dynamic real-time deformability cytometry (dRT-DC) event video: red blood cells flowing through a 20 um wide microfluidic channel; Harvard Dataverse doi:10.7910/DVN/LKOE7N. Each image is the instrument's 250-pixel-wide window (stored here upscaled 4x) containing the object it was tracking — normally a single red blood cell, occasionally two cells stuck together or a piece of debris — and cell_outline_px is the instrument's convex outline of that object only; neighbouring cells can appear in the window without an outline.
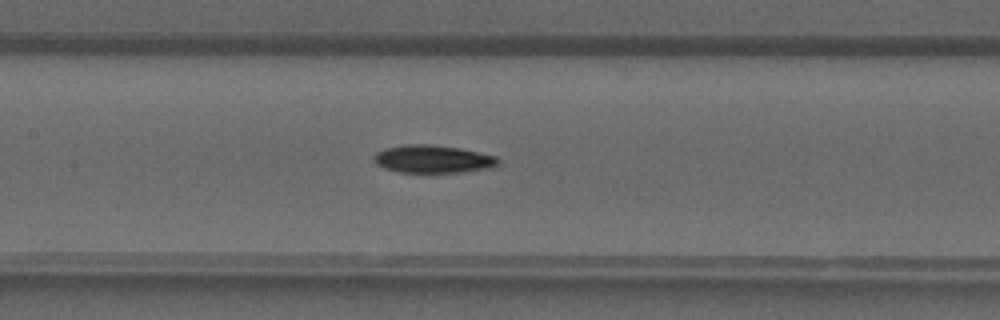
{"species": "common noctule bat (a hibernating species)", "species_latin": "Nyctalus noctula", "temperature_condition": "warm", "stored_images_in_passage": 33, "camera_frame_rate_fps": 3000, "um_per_image_px": 0.085, "animal": {"sex": "male", "forearm_length_mm": 52.5}, "frame": {"image": 1, "passage_image": 12, "time_ms": 3.667, "image_size_px": [1000, 320], "cell_outline_px": [[500, 164], [492, 168], [464, 172], [396, 172], [384, 168], [376, 164], [372, 160], [376, 152], [384, 148], [404, 144], [428, 144], [460, 148], [496, 156], [500, 160]], "centroid_in_image_um": [36.79, 13.52], "position_along_channel_um": 170.6, "area_um2": 20.4}}
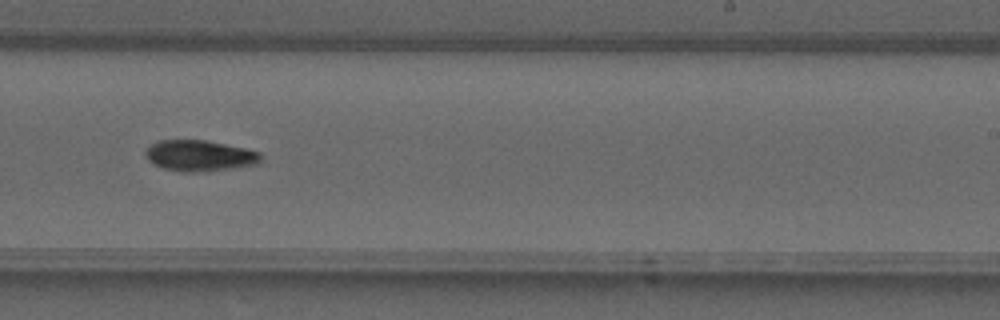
{"frame": {"image": 2, "passage_image": 18, "time_ms": 5.667, "image_size_px": [1000, 320], "cell_outline_px": [[260, 164], [236, 168], [192, 172], [188, 172], [164, 168], [152, 164], [144, 156], [144, 152], [152, 144], [160, 140], [204, 140], [244, 148], [260, 152]], "centroid_in_image_um": [16.96, 13.23], "position_along_channel_um": 272.0, "area_um2": 20.69}}
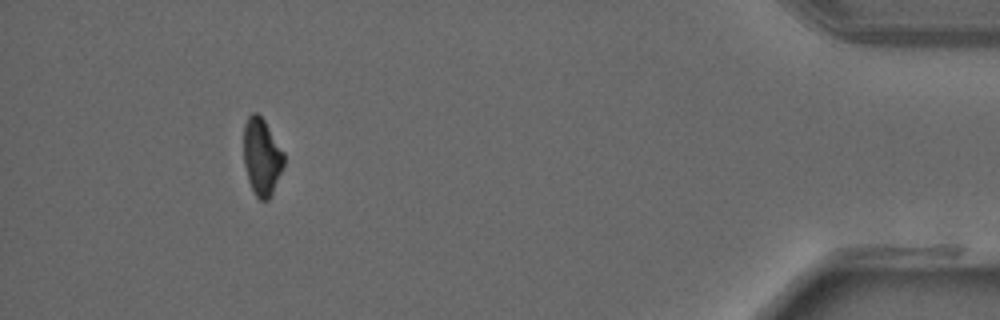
{"frame": {"image": 3, "passage_image": 30, "time_ms": 9.667, "image_size_px": [1000, 320], "cell_outline_px": [[284, 164], [272, 192], [268, 200], [260, 200], [256, 196], [248, 180], [244, 164], [244, 124], [248, 116], [252, 112], [256, 112], [264, 120], [284, 152]], "centroid_in_image_um": [22.24, 13.3], "position_along_channel_um": 413.0, "area_um2": 17.86}}